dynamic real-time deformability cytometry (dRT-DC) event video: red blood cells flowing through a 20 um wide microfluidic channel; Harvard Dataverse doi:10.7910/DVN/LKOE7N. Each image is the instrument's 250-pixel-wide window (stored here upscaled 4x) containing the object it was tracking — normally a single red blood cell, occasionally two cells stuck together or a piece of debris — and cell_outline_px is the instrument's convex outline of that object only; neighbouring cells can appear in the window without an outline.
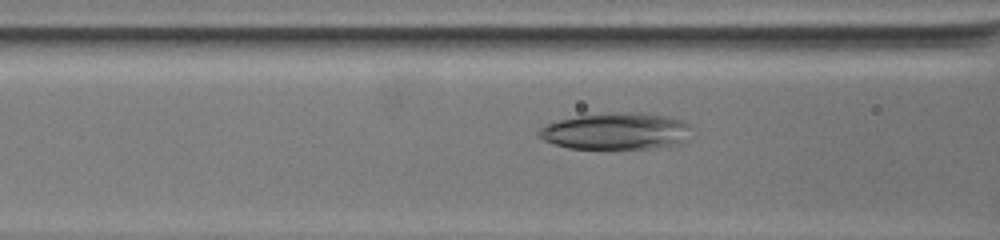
{"species": "common noctule bat (a hibernating species)", "species_latin": "Nyctalus noctula", "temperature_condition": "warm", "stored_images_in_passage": 19, "segment_of_instrument_passage": [1, 2], "camera_frame_rate_fps": 3000, "um_per_image_px": 0.085, "animal": {"sex": "female", "body_mass_g": 19.5, "forearm_length_mm": 54.1}, "frame": {"image": 1, "passage_image": 8, "time_ms": 3.667, "image_size_px": [1000, 240], "cell_outline_px": [[692, 124], [676, 140], [668, 144], [648, 148], [568, 148], [544, 140], [540, 136], [540, 128], [548, 124], [560, 120], [576, 116], [608, 112], [644, 112], [668, 116], [684, 120]], "centroid_in_image_um": [52.27, 11.1], "position_along_channel_um": 114.3, "area_um2": 31.62}}